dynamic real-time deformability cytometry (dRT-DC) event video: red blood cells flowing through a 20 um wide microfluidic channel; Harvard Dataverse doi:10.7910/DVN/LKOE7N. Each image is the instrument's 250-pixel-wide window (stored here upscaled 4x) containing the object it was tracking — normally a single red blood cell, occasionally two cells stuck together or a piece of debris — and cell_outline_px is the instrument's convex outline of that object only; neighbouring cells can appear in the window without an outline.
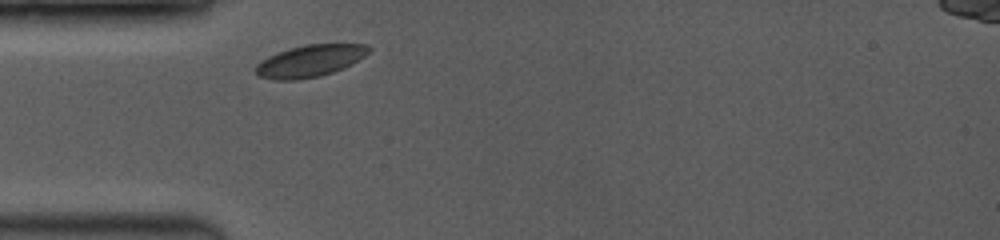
{"species": "common noctule bat (a hibernating species)", "species_latin": "Nyctalus noctula", "temperature_condition": "room temperature", "stored_images_in_passage": 1, "camera_frame_rate_fps": 3500, "um_per_image_px": 0.085, "animal": {"sex": "female", "body_mass_g": 19.0, "forearm_length_mm": 53.3}, "frame": {"image": 1, "passage_image": 1, "time_ms": 0.0, "image_size_px": [1000, 240], "cell_outline_px": [[372, 48], [364, 56], [332, 72], [316, 76], [296, 80], [272, 80], [260, 76], [256, 72], [256, 64], [268, 56], [276, 52], [288, 48], [304, 44], [368, 44]], "centroid_in_image_um": [26.3, 5.16], "position_along_channel_um": 58.7, "area_um2": 20.75}}